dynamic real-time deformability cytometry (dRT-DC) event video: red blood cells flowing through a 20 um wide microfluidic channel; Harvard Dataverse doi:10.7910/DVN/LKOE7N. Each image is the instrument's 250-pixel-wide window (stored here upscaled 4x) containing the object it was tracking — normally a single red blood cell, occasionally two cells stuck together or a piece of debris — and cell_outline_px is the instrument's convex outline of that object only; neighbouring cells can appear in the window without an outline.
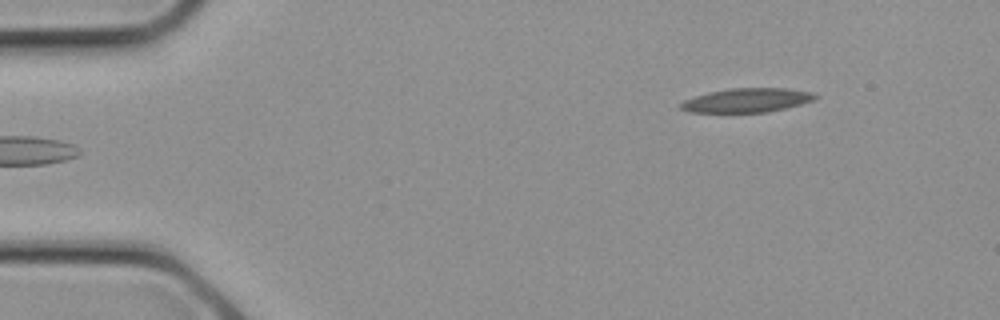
{"species": "common noctule bat (a hibernating species)", "species_latin": "Nyctalus noctula", "temperature_condition": "cold", "stored_images_in_passage": 26, "camera_frame_rate_fps": 3000, "um_per_image_px": 0.085, "animal": {"sex": "female", "body_mass_g": 21.9}, "frame": {"image": 1, "passage_image": 1, "time_ms": 0.0, "image_size_px": [1000, 320], "cell_outline_px": [[820, 96], [812, 100], [800, 104], [768, 112], [688, 112], [680, 108], [680, 104], [684, 100], [692, 96], [708, 92], [728, 88], [784, 88], [812, 92]], "centroid_in_image_um": [63.45, 8.51], "position_along_channel_um": 21.5, "area_um2": 18.84}}
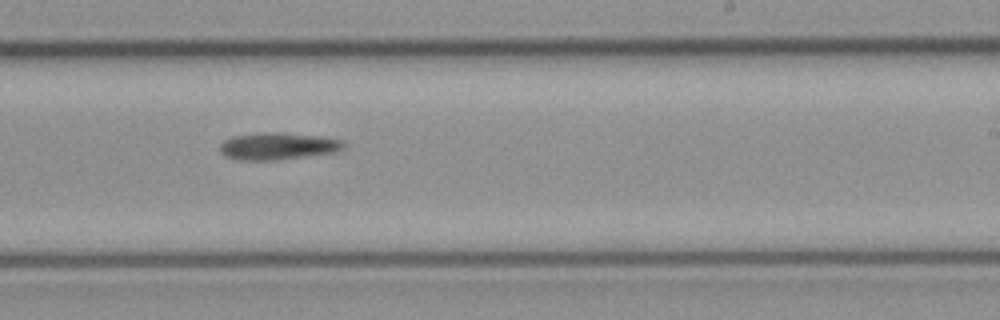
{"frame": {"image": 2, "passage_image": 14, "time_ms": 4.333, "image_size_px": [1000, 320], "cell_outline_px": [[344, 148], [336, 152], [280, 160], [236, 160], [224, 156], [220, 152], [220, 144], [224, 140], [232, 136], [264, 132], [284, 132], [320, 136], [340, 140], [344, 144]], "centroid_in_image_um": [23.58, 12.42], "position_along_channel_um": 265.4, "area_um2": 19.77}}
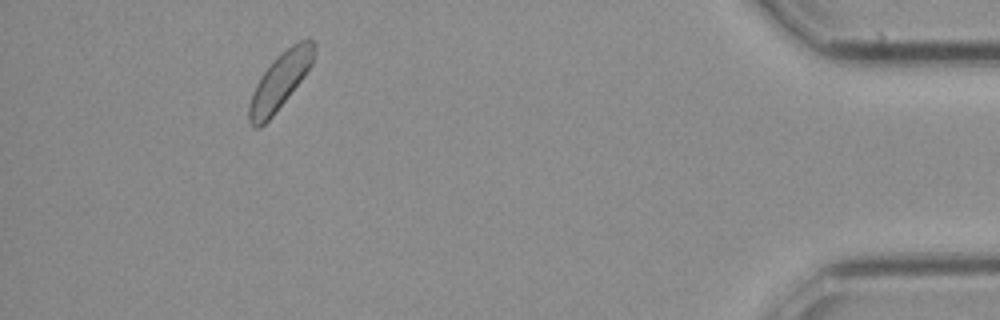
{"frame": {"image": 3, "passage_image": 26, "time_ms": 8.333, "image_size_px": [1000, 320], "cell_outline_px": [[316, 52], [312, 64], [304, 76], [272, 116], [260, 128], [252, 128], [248, 120], [248, 108], [252, 92], [260, 76], [276, 56], [280, 52], [292, 44], [308, 36], [316, 40]], "centroid_in_image_um": [23.82, 6.83], "position_along_channel_um": 411.4, "area_um2": 21.56}}